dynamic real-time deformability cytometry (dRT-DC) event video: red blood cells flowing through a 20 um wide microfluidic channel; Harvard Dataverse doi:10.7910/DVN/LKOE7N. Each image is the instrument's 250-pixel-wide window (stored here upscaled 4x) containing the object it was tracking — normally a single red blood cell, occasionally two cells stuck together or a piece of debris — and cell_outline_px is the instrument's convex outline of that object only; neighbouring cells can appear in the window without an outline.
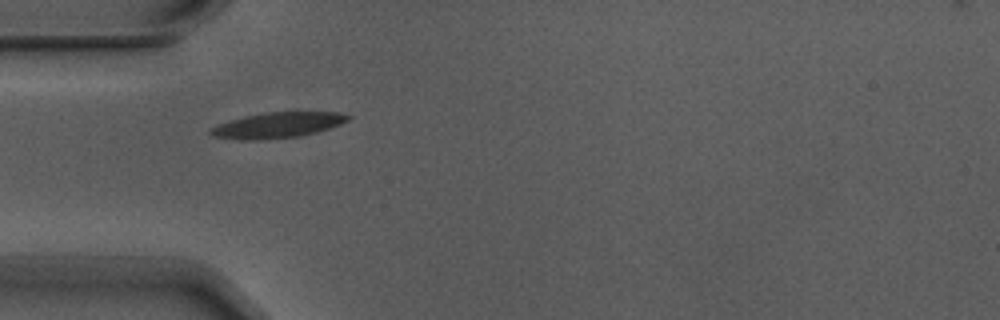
{"species": "Egyptian fruit bat (a non-hibernating species)", "species_latin": "Rousettus aegyptiacus", "temperature_condition": "warm", "stored_images_in_passage": 10, "camera_frame_rate_fps": 3000, "um_per_image_px": 0.085, "animal": {"sex": "male"}, "frame": {"image": 1, "passage_image": 1, "time_ms": 0.0, "image_size_px": [1000, 320], "cell_outline_px": [[352, 116], [348, 120], [340, 124], [316, 132], [300, 136], [264, 140], [240, 140], [212, 136], [208, 132], [216, 124], [244, 116], [264, 112], [340, 112]], "centroid_in_image_um": [23.56, 10.64], "position_along_channel_um": 61.4, "area_um2": 20.58}}
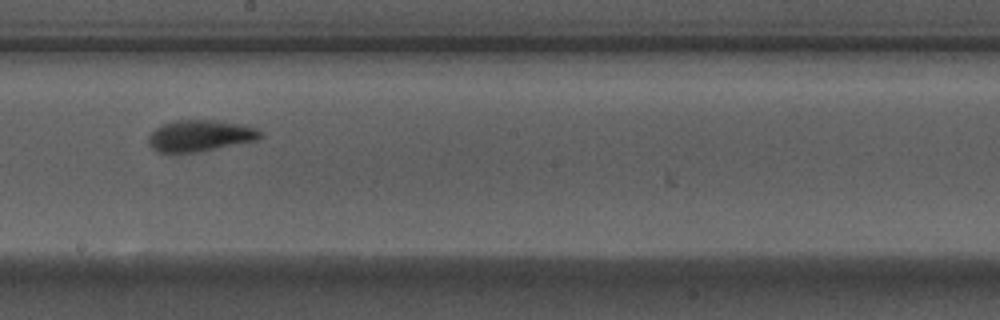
{"frame": {"image": 2, "passage_image": 5, "time_ms": 1.333, "image_size_px": [1000, 320], "cell_outline_px": [[260, 136], [256, 140], [200, 152], [156, 152], [148, 144], [148, 136], [160, 124], [172, 120], [216, 120], [240, 124], [256, 128], [260, 132]], "centroid_in_image_um": [16.94, 11.53], "position_along_channel_um": 231.3, "area_um2": 20.46}}
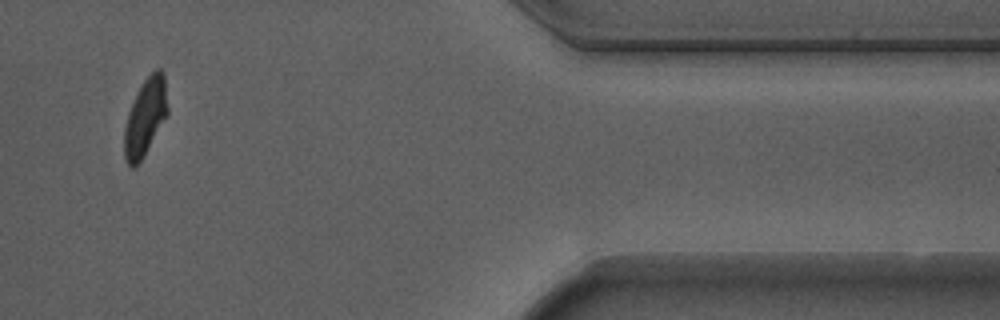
{"frame": {"image": 3, "passage_image": 9, "time_ms": 2.667, "image_size_px": [1000, 320], "cell_outline_px": [[168, 112], [144, 156], [132, 168], [124, 160], [124, 128], [128, 112], [136, 92], [144, 80], [156, 68], [160, 68], [164, 72], [168, 108]], "centroid_in_image_um": [12.34, 9.93], "position_along_channel_um": 399.1, "area_um2": 19.42}}